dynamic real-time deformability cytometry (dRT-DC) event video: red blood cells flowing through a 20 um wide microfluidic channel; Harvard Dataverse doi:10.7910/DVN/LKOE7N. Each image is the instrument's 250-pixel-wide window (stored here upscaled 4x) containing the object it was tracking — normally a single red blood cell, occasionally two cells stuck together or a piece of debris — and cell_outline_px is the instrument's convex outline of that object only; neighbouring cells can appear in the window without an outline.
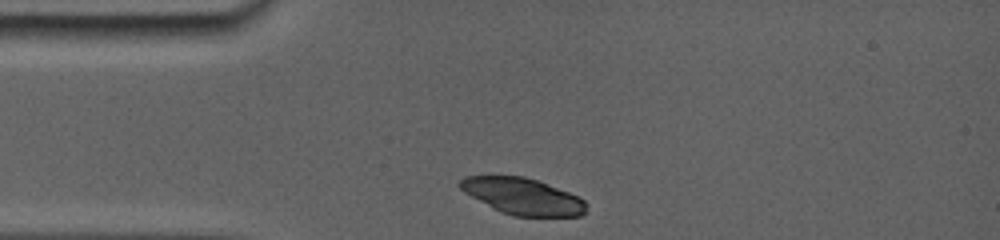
{"species": "common noctule bat (a hibernating species)", "species_latin": "Nyctalus noctula", "temperature_condition": "room temperature", "stored_images_in_passage": 2, "camera_frame_rate_fps": 5000, "um_per_image_px": 0.085, "animal": {"sex": "female", "body_mass_g": 19.0, "forearm_length_mm": 56.7}, "frame": {"image": 1, "passage_image": 1, "time_ms": 0.0, "image_size_px": [1000, 240], "cell_outline_px": [[588, 212], [580, 216], [512, 216], [500, 212], [492, 208], [464, 192], [456, 184], [464, 176], [524, 176], [548, 184], [568, 192], [584, 200], [588, 204]], "centroid_in_image_um": [44.43, 16.69], "position_along_channel_um": 40.6, "area_um2": 26.93}}